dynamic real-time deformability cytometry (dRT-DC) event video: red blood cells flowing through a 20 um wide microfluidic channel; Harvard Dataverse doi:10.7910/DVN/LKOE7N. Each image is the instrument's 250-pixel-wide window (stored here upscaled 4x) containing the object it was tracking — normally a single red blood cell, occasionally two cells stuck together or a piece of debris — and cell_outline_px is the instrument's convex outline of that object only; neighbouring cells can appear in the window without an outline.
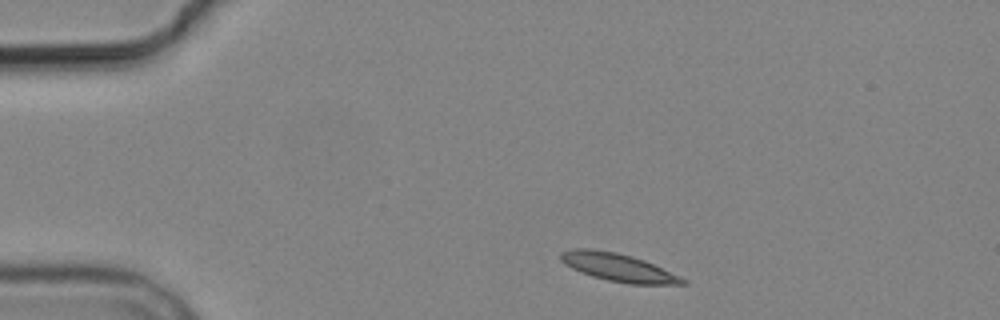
{"species": "common noctule bat (a hibernating species)", "species_latin": "Nyctalus noctula", "temperature_condition": "cold", "stored_images_in_passage": 3, "camera_frame_rate_fps": 3000, "um_per_image_px": 0.085, "animal": {"sex": "male", "body_mass_g": 19.2, "forearm_length_mm": 51.8}, "frame": {"image": 1, "passage_image": 1, "time_ms": 0.0, "image_size_px": [1000, 320], "cell_outline_px": [[688, 284], [628, 284], [608, 280], [592, 276], [580, 272], [564, 264], [560, 260], [560, 252], [572, 248], [592, 248], [616, 252], [632, 256], [644, 260], [688, 280]], "centroid_in_image_um": [52.51, 22.72], "position_along_channel_um": 32.5, "area_um2": 19.88}}
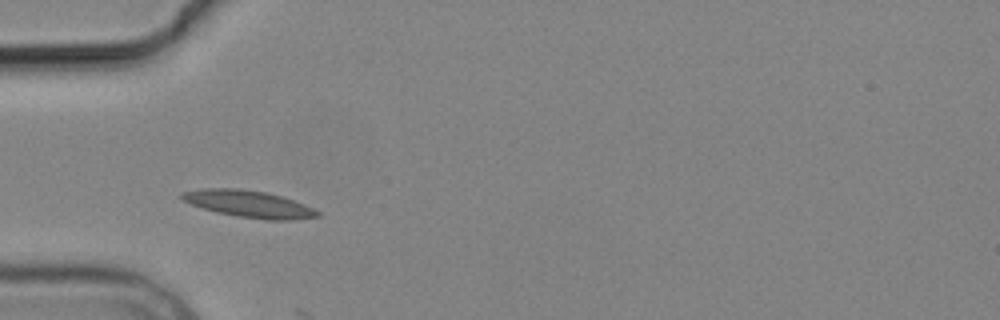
{"frame": {"image": 2, "passage_image": 3, "time_ms": 2.333, "image_size_px": [1000, 320], "cell_outline_px": [[320, 216], [292, 220], [264, 220], [216, 212], [192, 204], [184, 200], [180, 196], [184, 192], [200, 188], [240, 188], [268, 192], [304, 204], [320, 212]], "centroid_in_image_um": [21.18, 17.33], "position_along_channel_um": 63.8, "area_um2": 21.1}}